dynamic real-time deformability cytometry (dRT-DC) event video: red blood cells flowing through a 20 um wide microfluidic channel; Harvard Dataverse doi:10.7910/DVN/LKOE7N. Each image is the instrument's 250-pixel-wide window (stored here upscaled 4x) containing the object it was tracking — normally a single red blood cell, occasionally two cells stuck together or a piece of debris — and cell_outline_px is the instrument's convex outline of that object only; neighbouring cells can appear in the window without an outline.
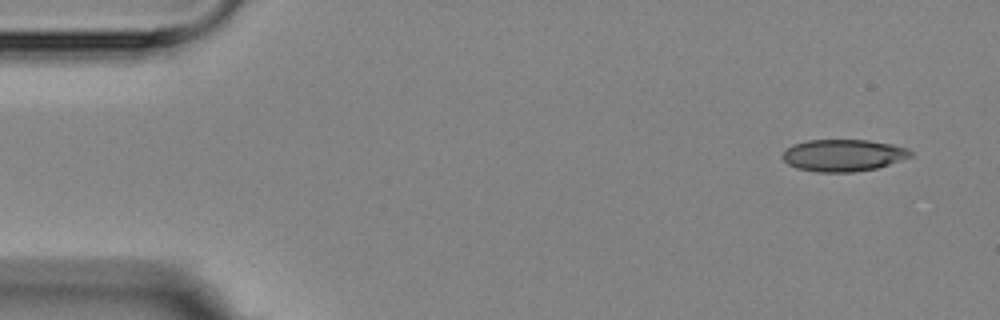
{"species": "Egyptian fruit bat (a non-hibernating species)", "species_latin": "Rousettus aegyptiacus", "temperature_condition": "room temperature", "stored_images_in_passage": 5, "camera_frame_rate_fps": 3000, "um_per_image_px": 0.085, "animal": {"sex": "female"}, "frame": {"image": 1, "passage_image": 1, "time_ms": 0.0, "image_size_px": [1000, 320], "cell_outline_px": [[912, 156], [876, 168], [852, 172], [816, 172], [796, 168], [788, 164], [780, 156], [792, 144], [808, 140], [868, 140], [892, 144], [908, 148], [912, 152]], "centroid_in_image_um": [71.65, 13.2], "position_along_channel_um": 13.3, "area_um2": 23.81}}
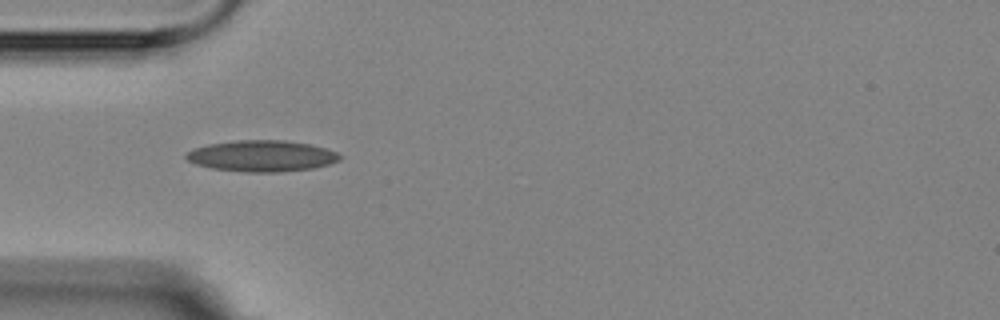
{"frame": {"image": 2, "passage_image": 4, "time_ms": 4.333, "image_size_px": [1000, 320], "cell_outline_px": [[340, 160], [328, 164], [312, 168], [276, 172], [248, 172], [212, 168], [196, 164], [188, 160], [184, 156], [192, 148], [208, 144], [236, 140], [284, 140], [312, 144], [336, 152], [340, 156]], "centroid_in_image_um": [22.23, 13.24], "position_along_channel_um": 62.8, "area_um2": 27.8}}
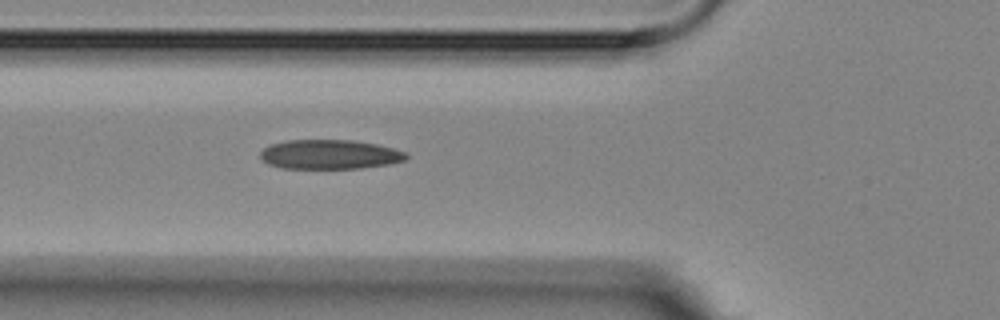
{"frame": {"image": 3, "passage_image": 5, "time_ms": 5.333, "image_size_px": [1000, 320], "cell_outline_px": [[408, 156], [404, 160], [388, 164], [360, 168], [284, 168], [268, 164], [260, 156], [260, 152], [264, 148], [272, 144], [288, 140], [352, 140], [376, 144], [392, 148], [404, 152]], "centroid_in_image_um": [28.01, 13.12], "position_along_channel_um": 97.8, "area_um2": 24.68}}